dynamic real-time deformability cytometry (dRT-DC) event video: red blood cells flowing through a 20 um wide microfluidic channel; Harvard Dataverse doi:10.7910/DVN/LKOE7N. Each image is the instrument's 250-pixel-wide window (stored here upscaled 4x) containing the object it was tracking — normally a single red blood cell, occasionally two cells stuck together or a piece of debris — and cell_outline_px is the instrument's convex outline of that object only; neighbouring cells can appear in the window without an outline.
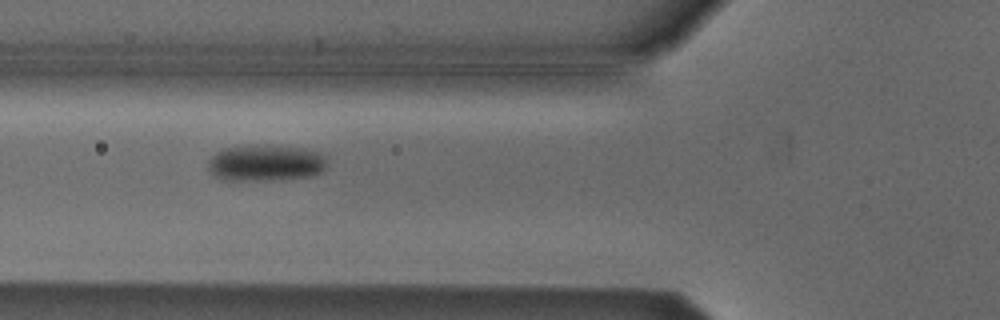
{"species": "Egyptian fruit bat (a non-hibernating species)", "species_latin": "Rousettus aegyptiacus", "temperature_condition": "cold", "stored_images_in_passage": 9, "camera_frame_rate_fps": 3000, "um_per_image_px": 0.085, "animal": {"sex": "male"}, "frame": {"image": 1, "passage_image": 6, "time_ms": 1.667, "image_size_px": [1000, 320], "cell_outline_px": [[328, 164], [324, 172], [312, 176], [260, 180], [224, 180], [216, 176], [208, 168], [208, 160], [216, 152], [224, 148], [264, 144], [304, 148], [320, 152], [328, 156]], "centroid_in_image_um": [22.65, 13.83], "position_along_channel_um": 103.1, "area_um2": 25.55}}
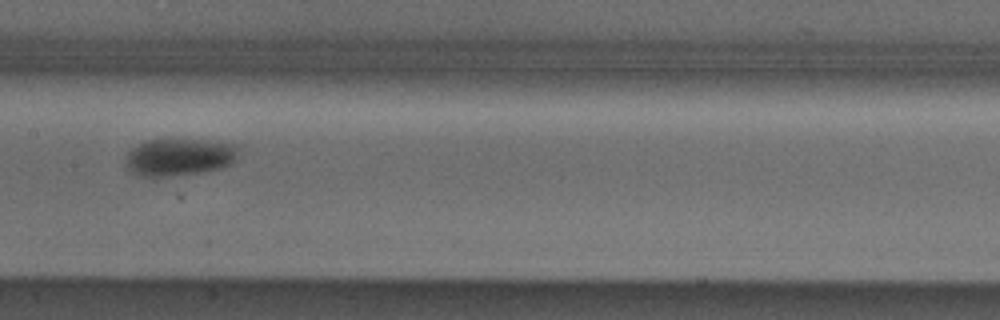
{"frame": {"image": 2, "passage_image": 8, "time_ms": 2.333, "image_size_px": [1000, 320], "cell_outline_px": [[236, 156], [228, 164], [220, 168], [200, 172], [152, 180], [132, 172], [128, 168], [128, 152], [132, 148], [144, 140], [168, 136], [236, 144]], "centroid_in_image_um": [15.15, 13.33], "position_along_channel_um": 192.3, "area_um2": 25.26}}
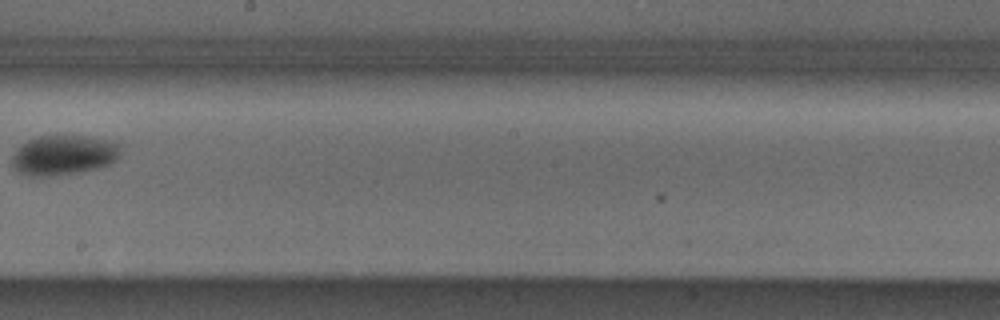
{"frame": {"image": 3, "passage_image": 9, "time_ms": 2.667, "image_size_px": [1000, 320], "cell_outline_px": [[120, 156], [112, 164], [100, 168], [80, 172], [44, 176], [32, 176], [20, 172], [12, 168], [12, 156], [16, 148], [28, 140], [40, 136], [84, 136], [104, 140], [120, 144]], "centroid_in_image_um": [5.41, 13.19], "position_along_channel_um": 242.8, "area_um2": 25.2}}